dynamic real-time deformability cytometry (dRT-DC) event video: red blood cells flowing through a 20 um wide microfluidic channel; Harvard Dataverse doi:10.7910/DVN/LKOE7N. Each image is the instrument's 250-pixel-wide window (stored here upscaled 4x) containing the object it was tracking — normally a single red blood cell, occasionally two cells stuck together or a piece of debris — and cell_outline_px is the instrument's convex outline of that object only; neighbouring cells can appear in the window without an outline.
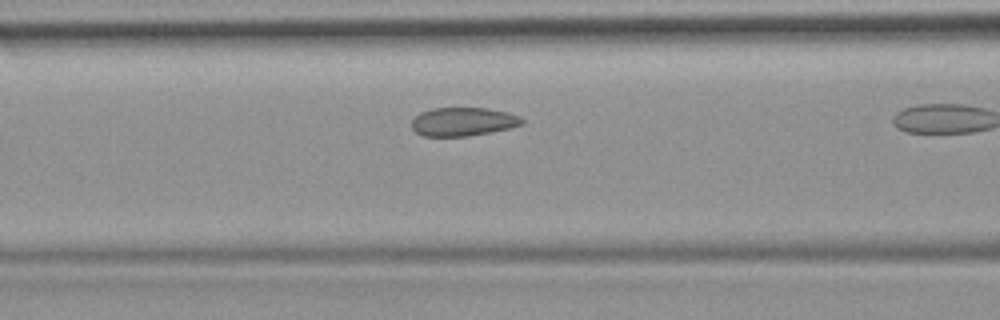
{"species": "common noctule bat (a hibernating species)", "species_latin": "Nyctalus noctula", "temperature_condition": "room temperature", "stored_images_in_passage": 17, "camera_frame_rate_fps": 3000, "um_per_image_px": 0.085, "animal": {"sex": "female", "body_mass_g": 19.9}, "frame": {"image": 1, "passage_image": 15, "time_ms": 4.667, "image_size_px": [1000, 320], "cell_outline_px": [[524, 124], [512, 128], [468, 136], [424, 136], [416, 132], [412, 128], [412, 120], [420, 112], [432, 108], [484, 108], [508, 112], [520, 116], [524, 120]], "centroid_in_image_um": [39.39, 10.34], "position_along_channel_um": 127.2, "area_um2": 18.44}}